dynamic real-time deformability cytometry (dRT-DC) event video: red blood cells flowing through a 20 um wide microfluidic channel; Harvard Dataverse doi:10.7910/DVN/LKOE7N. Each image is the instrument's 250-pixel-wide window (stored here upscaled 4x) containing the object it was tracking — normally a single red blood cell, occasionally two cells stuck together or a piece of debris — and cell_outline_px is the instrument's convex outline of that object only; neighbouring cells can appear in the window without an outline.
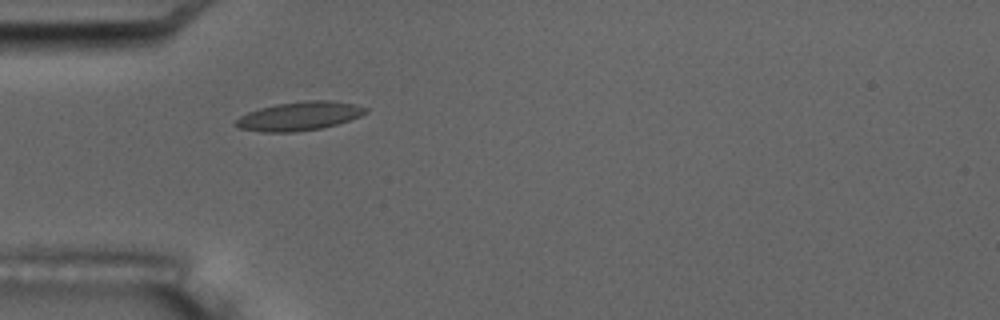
{"species": "common noctule bat (a hibernating species)", "species_latin": "Nyctalus noctula", "temperature_condition": "room temperature", "stored_images_in_passage": 6, "camera_frame_rate_fps": 3000, "um_per_image_px": 0.085, "animal": {"sex": "male", "body_mass_g": 17.5, "forearm_length_mm": 52.3}, "frame": {"image": 1, "passage_image": 5, "time_ms": 5.0, "image_size_px": [1000, 320], "cell_outline_px": [[368, 112], [360, 116], [336, 124], [320, 128], [292, 132], [264, 132], [240, 128], [232, 124], [240, 116], [248, 112], [260, 108], [276, 104], [304, 100], [328, 100], [356, 104], [368, 108]], "centroid_in_image_um": [25.44, 9.86], "position_along_channel_um": 59.6, "area_um2": 21.68}}